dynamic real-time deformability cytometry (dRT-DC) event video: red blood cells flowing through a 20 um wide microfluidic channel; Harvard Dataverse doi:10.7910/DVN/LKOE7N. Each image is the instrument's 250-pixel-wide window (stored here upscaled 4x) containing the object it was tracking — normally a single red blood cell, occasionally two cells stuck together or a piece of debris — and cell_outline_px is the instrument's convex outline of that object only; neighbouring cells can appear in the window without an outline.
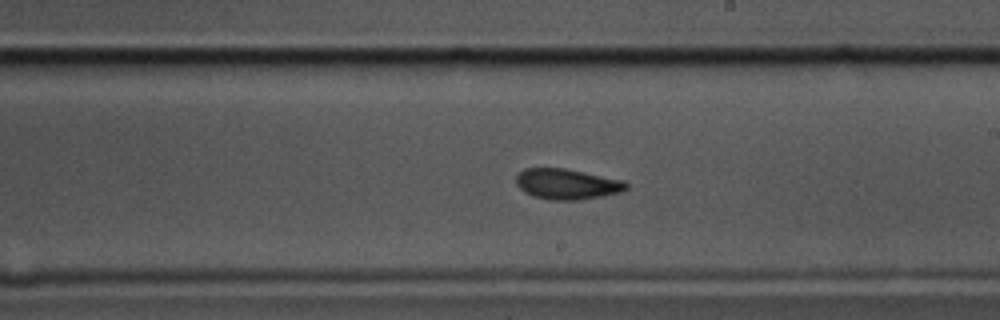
{"species": "common noctule bat (a hibernating species)", "species_latin": "Nyctalus noctula", "temperature_condition": "cold", "stored_images_in_passage": 49, "camera_frame_rate_fps": 3000, "um_per_image_px": 0.085, "animal": {"sex": "male", "body_mass_g": 17.5, "forearm_length_mm": 52.3}, "frame": {"image": 1, "passage_image": 24, "time_ms": 7.667, "image_size_px": [1000, 320], "cell_outline_px": [[628, 188], [620, 192], [604, 196], [576, 200], [552, 200], [532, 196], [524, 192], [516, 184], [516, 176], [524, 168], [564, 168], [624, 180], [628, 184]], "centroid_in_image_um": [48.19, 15.65], "position_along_channel_um": 240.8, "area_um2": 19.65}}
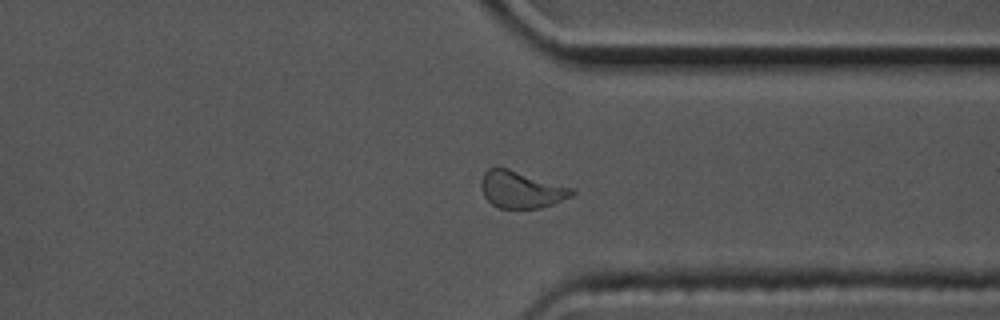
{"frame": {"image": 2, "passage_image": 35, "time_ms": 11.333, "image_size_px": [1000, 320], "cell_outline_px": [[576, 192], [572, 196], [552, 204], [540, 208], [496, 208], [484, 196], [480, 184], [480, 180], [484, 172], [488, 168], [508, 168], [572, 188]], "centroid_in_image_um": [44.27, 16.12], "position_along_channel_um": 367.1, "area_um2": 19.42}}
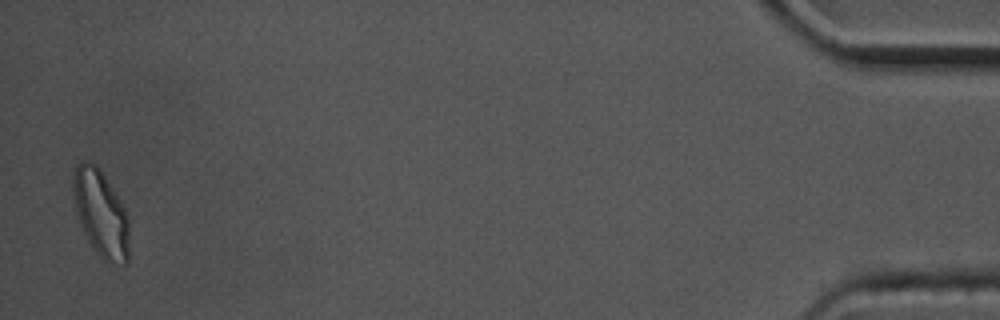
{"frame": {"image": 3, "passage_image": 48, "time_ms": 15.667, "image_size_px": [1000, 320], "cell_outline_px": [[128, 264], [108, 264], [92, 248], [80, 224], [76, 212], [72, 192], [72, 176], [76, 164], [80, 160], [88, 160], [100, 168], [120, 200], [128, 216]], "centroid_in_image_um": [8.55, 18.12], "position_along_channel_um": 426.7, "area_um2": 28.67}, "authors_computed_cell_mechanics": {"area_um2": 19.941, "velocity_mm_per_s": 3.4507, "shape_relaxation_time_tau1_ms": 2.5622, "shape_relaxation_time_tau2_ms": 2.258, "deformation_change_tau1": 0.1067, "deformation_change_tau2": 0.0749}}